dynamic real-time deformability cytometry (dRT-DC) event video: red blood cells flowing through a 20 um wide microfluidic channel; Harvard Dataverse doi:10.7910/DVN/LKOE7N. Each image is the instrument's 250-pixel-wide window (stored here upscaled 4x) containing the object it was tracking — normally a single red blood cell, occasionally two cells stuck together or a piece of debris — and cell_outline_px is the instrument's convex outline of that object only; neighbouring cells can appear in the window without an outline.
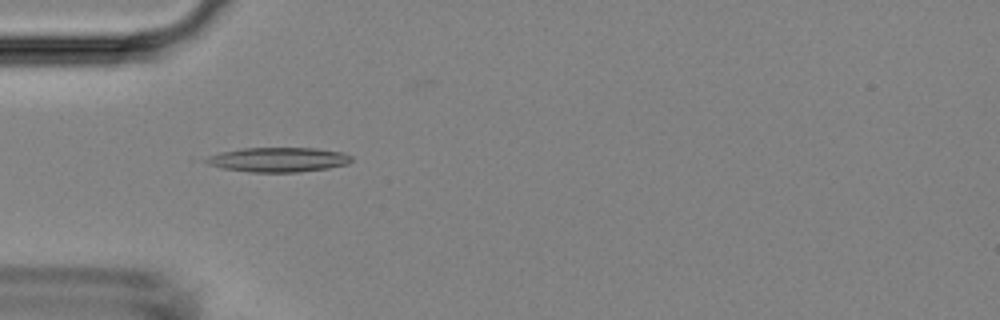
{"species": "Egyptian fruit bat (a non-hibernating species)", "species_latin": "Rousettus aegyptiacus", "temperature_condition": "room temperature", "stored_images_in_passage": 4, "camera_frame_rate_fps": 3000, "um_per_image_px": 0.085, "animal": {"sex": "female"}, "frame": {"image": 1, "passage_image": 2, "time_ms": 2.0, "image_size_px": [1000, 320], "cell_outline_px": [[352, 160], [348, 164], [328, 168], [300, 172], [248, 172], [224, 168], [208, 164], [200, 160], [208, 156], [220, 152], [244, 148], [316, 148], [344, 152], [352, 156]], "centroid_in_image_um": [23.65, 13.57], "position_along_channel_um": 61.3, "area_um2": 20.98}}
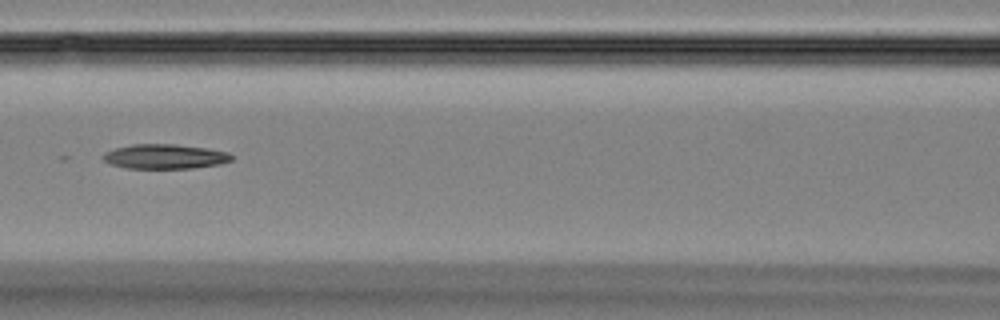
{"frame": {"image": 2, "passage_image": 4, "time_ms": 4.333, "image_size_px": [1000, 320], "cell_outline_px": [[232, 160], [220, 164], [192, 168], [128, 168], [108, 164], [100, 156], [104, 152], [116, 148], [132, 144], [176, 144], [208, 148], [228, 152], [232, 156]], "centroid_in_image_um": [13.99, 13.3], "position_along_channel_um": 152.6, "area_um2": 18.55}}